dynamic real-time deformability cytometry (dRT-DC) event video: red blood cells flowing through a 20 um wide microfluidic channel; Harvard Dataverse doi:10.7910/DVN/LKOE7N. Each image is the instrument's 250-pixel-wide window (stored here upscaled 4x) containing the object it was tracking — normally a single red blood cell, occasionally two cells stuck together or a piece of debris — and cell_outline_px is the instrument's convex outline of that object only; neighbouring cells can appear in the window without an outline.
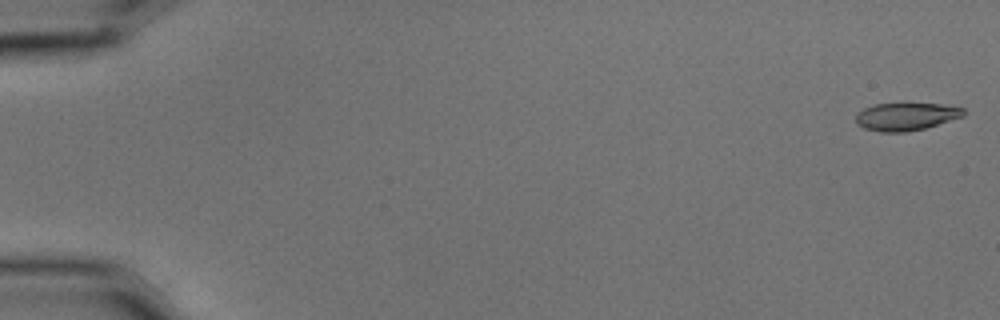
{"species": "common noctule bat (a hibernating species)", "species_latin": "Nyctalus noctula", "temperature_condition": "cold", "stored_images_in_passage": 56, "camera_frame_rate_fps": 3000, "um_per_image_px": 0.085, "animal": {"sex": "male", "body_mass_g": 15.6}, "frame": {"image": 1, "passage_image": 1, "time_ms": 0.0, "image_size_px": [1000, 320], "cell_outline_px": [[964, 116], [924, 128], [904, 132], [880, 132], [864, 128], [856, 124], [856, 116], [864, 108], [876, 104], [904, 100], [940, 104], [964, 108]], "centroid_in_image_um": [77.0, 9.85], "position_along_channel_um": 8.0, "area_um2": 18.03}}
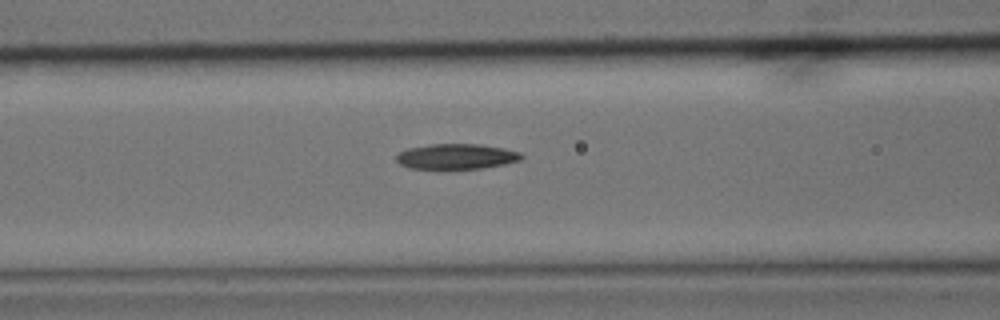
{"frame": {"image": 2, "passage_image": 24, "time_ms": 7.667, "image_size_px": [1000, 320], "cell_outline_px": [[524, 156], [520, 160], [504, 164], [484, 168], [444, 172], [408, 168], [400, 164], [396, 160], [396, 156], [400, 152], [408, 148], [428, 144], [480, 144], [504, 148], [520, 152]], "centroid_in_image_um": [38.75, 13.35], "position_along_channel_um": 127.9, "area_um2": 19.48}}
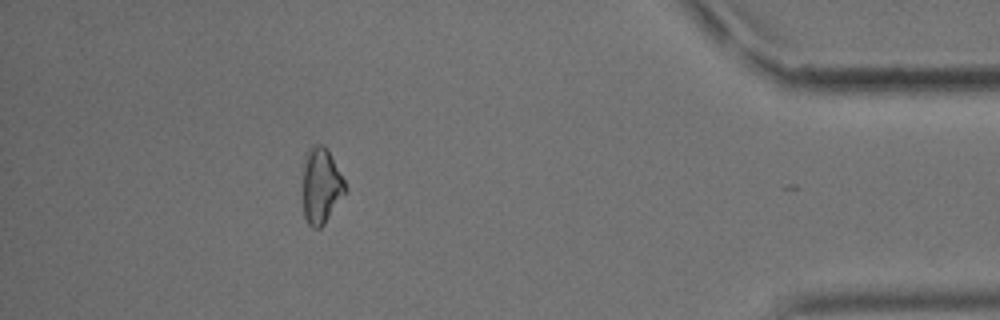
{"frame": {"image": 3, "passage_image": 51, "time_ms": 16.667, "image_size_px": [1000, 320], "cell_outline_px": [[348, 188], [324, 224], [320, 228], [312, 228], [308, 224], [304, 216], [300, 188], [304, 156], [308, 148], [316, 144], [324, 144], [328, 148]], "centroid_in_image_um": [27.23, 15.76], "position_along_channel_um": 408.0, "area_um2": 19.54}}